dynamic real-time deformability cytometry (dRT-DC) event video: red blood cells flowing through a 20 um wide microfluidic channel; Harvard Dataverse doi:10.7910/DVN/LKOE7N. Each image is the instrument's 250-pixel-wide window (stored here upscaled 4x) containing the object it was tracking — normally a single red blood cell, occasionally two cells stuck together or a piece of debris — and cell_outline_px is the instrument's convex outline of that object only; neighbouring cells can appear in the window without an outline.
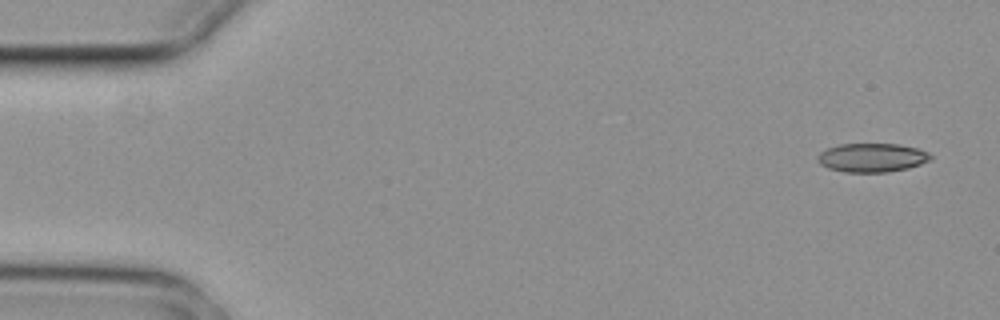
{"species": "common noctule bat (a hibernating species)", "species_latin": "Nyctalus noctula", "temperature_condition": "cold", "stored_images_in_passage": 8, "camera_frame_rate_fps": 3000, "um_per_image_px": 0.085, "animal": {"sex": "female", "body_mass_g": 29.2, "forearm_length_mm": 56.3}, "frame": {"image": 1, "passage_image": 1, "time_ms": 0.0, "image_size_px": [1000, 320], "cell_outline_px": [[932, 160], [908, 168], [888, 172], [844, 172], [828, 168], [820, 164], [816, 160], [816, 156], [820, 152], [828, 148], [840, 144], [900, 144], [916, 148], [928, 152], [932, 156]], "centroid_in_image_um": [74.11, 13.4], "position_along_channel_um": 10.9, "area_um2": 19.07}}
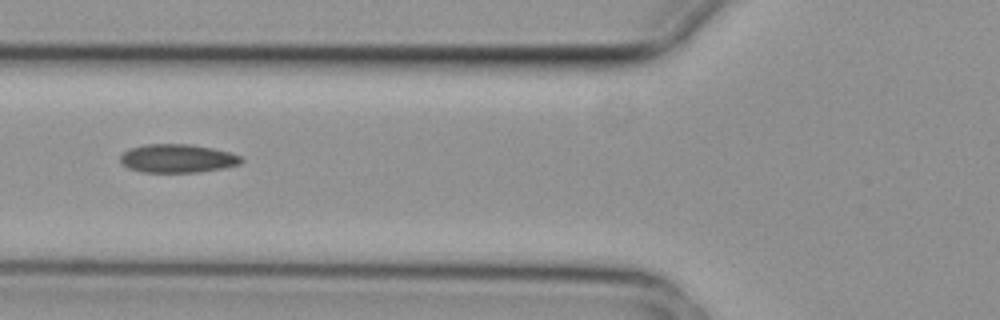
{"frame": {"image": 2, "passage_image": 6, "time_ms": 1.667, "image_size_px": [1000, 320], "cell_outline_px": [[244, 160], [240, 164], [224, 168], [200, 172], [140, 172], [128, 168], [120, 160], [120, 156], [124, 152], [132, 148], [148, 144], [192, 144], [212, 148], [228, 152], [240, 156]], "centroid_in_image_um": [15.11, 13.47], "position_along_channel_um": 110.7, "area_um2": 20.0}}
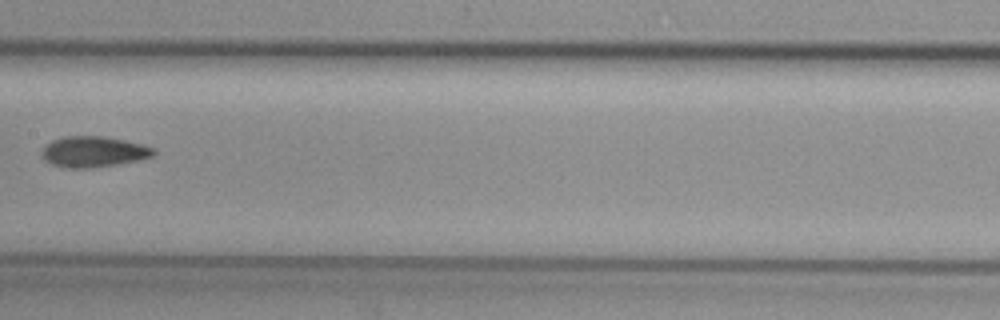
{"frame": {"image": 3, "passage_image": 8, "time_ms": 2.333, "image_size_px": [1000, 320], "cell_outline_px": [[156, 152], [152, 156], [140, 160], [92, 168], [64, 168], [52, 164], [44, 160], [40, 156], [40, 152], [44, 144], [52, 140], [64, 136], [104, 136], [144, 144], [156, 148]], "centroid_in_image_um": [7.92, 12.89], "position_along_channel_um": 199.5, "area_um2": 20.46}}